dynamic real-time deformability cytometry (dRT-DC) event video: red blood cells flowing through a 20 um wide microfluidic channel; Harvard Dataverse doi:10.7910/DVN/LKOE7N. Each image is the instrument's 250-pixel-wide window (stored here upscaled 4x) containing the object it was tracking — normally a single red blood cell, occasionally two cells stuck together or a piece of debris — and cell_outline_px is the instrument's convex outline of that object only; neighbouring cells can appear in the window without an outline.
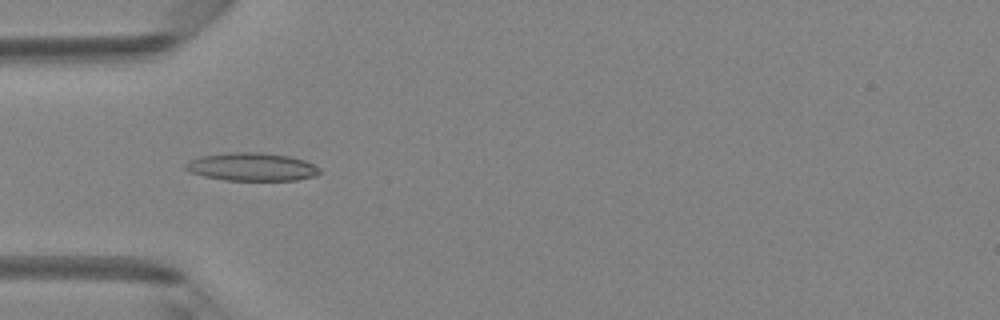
{"species": "Egyptian fruit bat (a non-hibernating species)", "species_latin": "Rousettus aegyptiacus", "temperature_condition": "room temperature", "stored_images_in_passage": 49, "camera_frame_rate_fps": 3000, "um_per_image_px": 0.085, "animal": {"sex": "female"}, "frame": {"image": 1, "passage_image": 16, "time_ms": 5.0, "image_size_px": [1000, 320], "cell_outline_px": [[320, 172], [316, 176], [296, 180], [224, 180], [204, 176], [188, 172], [184, 168], [184, 164], [188, 160], [200, 156], [236, 152], [260, 152], [288, 156], [304, 160], [320, 168]], "centroid_in_image_um": [21.37, 14.18], "position_along_channel_um": 63.6, "area_um2": 21.96}}
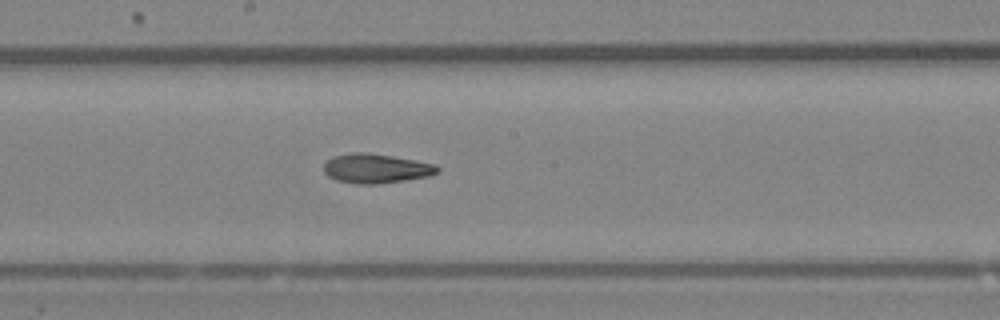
{"frame": {"image": 2, "passage_image": 27, "time_ms": 8.667, "image_size_px": [1000, 320], "cell_outline_px": [[440, 172], [428, 176], [380, 184], [356, 184], [336, 180], [328, 176], [324, 172], [324, 164], [332, 156], [352, 152], [368, 152], [392, 156], [436, 164], [440, 168]], "centroid_in_image_um": [31.96, 14.32], "position_along_channel_um": 216.2, "area_um2": 19.59}}
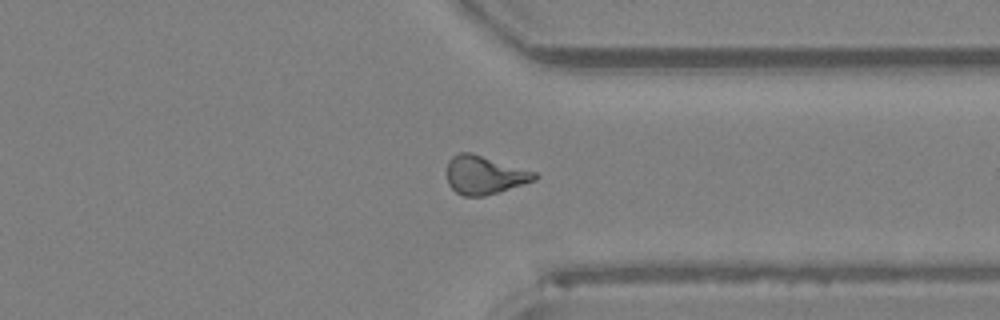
{"frame": {"image": 3, "passage_image": 38, "time_ms": 12.333, "image_size_px": [1000, 320], "cell_outline_px": [[540, 176], [536, 180], [484, 196], [464, 196], [456, 192], [448, 184], [448, 160], [452, 156], [460, 152], [472, 152], [536, 172]], "centroid_in_image_um": [41.19, 14.86], "position_along_channel_um": 370.2, "area_um2": 19.59}, "authors_computed_cell_mechanics": {"area_um2": 19.5942, "velocity_mm_per_s": 4.1986, "shape_relaxation_time_tau1_ms": null, "shape_relaxation_time_tau2_ms": 5.4917, "deformation_change_tau1": null, "deformation_change_tau2": 0.1515}}